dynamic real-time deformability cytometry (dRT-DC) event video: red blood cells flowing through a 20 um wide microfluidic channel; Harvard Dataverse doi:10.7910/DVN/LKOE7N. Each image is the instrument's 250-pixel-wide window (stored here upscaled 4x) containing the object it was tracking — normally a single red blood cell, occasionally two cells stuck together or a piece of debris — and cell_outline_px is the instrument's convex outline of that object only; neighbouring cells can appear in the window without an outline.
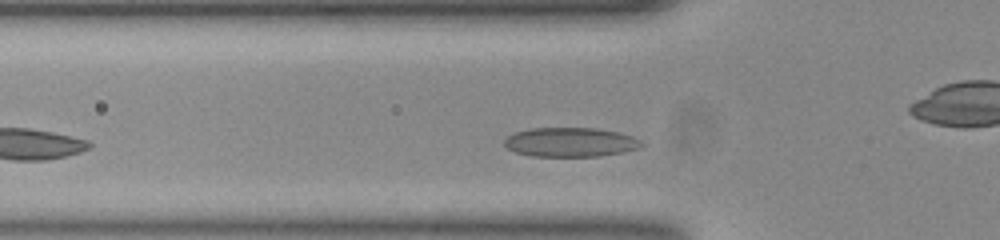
{"species": "common noctule bat (a hibernating species)", "species_latin": "Nyctalus noctula", "temperature_condition": "room temperature", "stored_images_in_passage": 30, "camera_frame_rate_fps": 3000, "um_per_image_px": 0.085, "animal": {"sex": "female", "body_mass_g": 23.0, "forearm_length_mm": 53.4}, "frame": {"image": 1, "passage_image": 6, "time_ms": 1.667, "image_size_px": [1000, 240], "cell_outline_px": [[644, 144], [640, 148], [620, 152], [596, 156], [532, 156], [516, 152], [508, 148], [504, 144], [504, 140], [508, 136], [516, 132], [532, 128], [596, 128], [616, 132], [632, 136], [640, 140]], "centroid_in_image_um": [48.48, 12.08], "position_along_channel_um": 77.3, "area_um2": 23.12}}
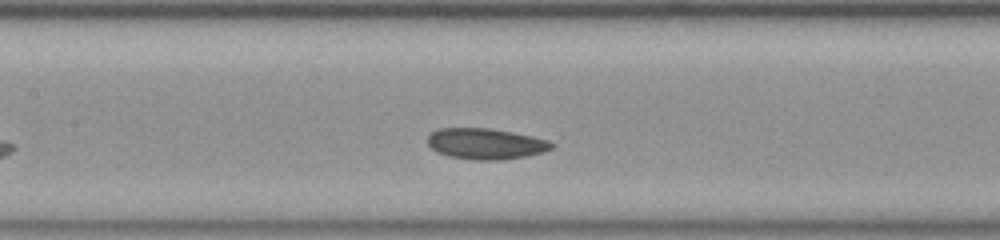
{"frame": {"image": 2, "passage_image": 13, "time_ms": 4.0, "image_size_px": [1000, 240], "cell_outline_px": [[552, 148], [540, 152], [524, 156], [500, 160], [472, 160], [452, 156], [440, 152], [432, 148], [428, 144], [428, 136], [432, 132], [440, 128], [488, 128], [532, 136], [548, 140], [552, 144]], "centroid_in_image_um": [41.26, 12.21], "position_along_channel_um": 166.1, "area_um2": 21.85}}
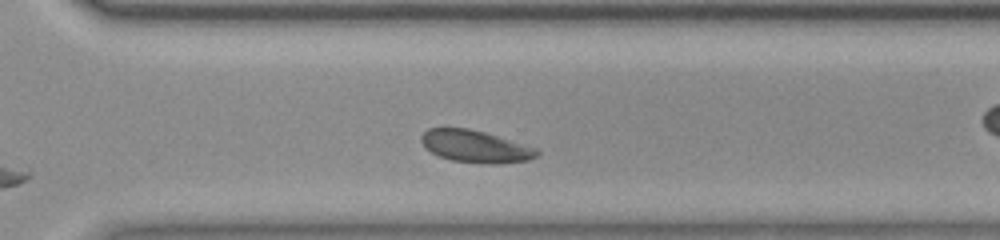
{"frame": {"image": 3, "passage_image": 26, "time_ms": 8.333, "image_size_px": [1000, 240], "cell_outline_px": [[540, 152], [536, 156], [528, 160], [500, 164], [484, 164], [452, 160], [440, 156], [424, 148], [420, 140], [420, 136], [428, 128], [468, 128], [484, 132], [536, 148]], "centroid_in_image_um": [40.38, 12.45], "position_along_channel_um": 330.2, "area_um2": 21.62}, "authors_computed_cell_mechanics": {"area_um2": 21.8195, "velocity_mm_per_s": 3.7977, "shape_relaxation_time_tau1_ms": 3.0861, "shape_relaxation_time_tau2_ms": 1.8652, "deformation_change_tau1": 0.0635, "deformation_change_tau2": 0.038}}